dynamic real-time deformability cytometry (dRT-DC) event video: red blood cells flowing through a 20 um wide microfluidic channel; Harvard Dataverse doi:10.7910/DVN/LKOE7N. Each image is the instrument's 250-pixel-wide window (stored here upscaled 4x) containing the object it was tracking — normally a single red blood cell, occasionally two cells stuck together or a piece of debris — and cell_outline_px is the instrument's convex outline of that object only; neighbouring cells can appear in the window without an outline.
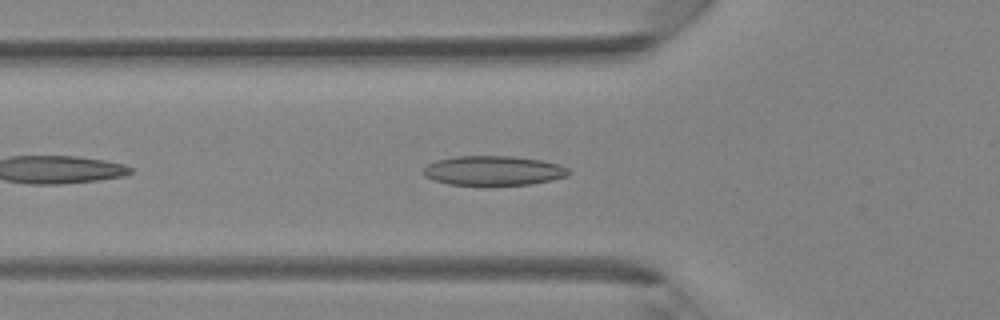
{"species": "Egyptian fruit bat (a non-hibernating species)", "species_latin": "Rousettus aegyptiacus", "temperature_condition": "room temperature", "stored_images_in_passage": 32, "camera_frame_rate_fps": 3000, "um_per_image_px": 0.085, "animal": {"sex": "female"}, "frame": {"image": 1, "passage_image": 5, "time_ms": 1.333, "image_size_px": [1000, 320], "cell_outline_px": [[572, 172], [568, 176], [552, 180], [532, 184], [448, 184], [432, 180], [424, 176], [420, 172], [428, 164], [436, 160], [456, 156], [512, 156], [540, 160], [560, 164], [568, 168]], "centroid_in_image_um": [41.94, 14.49], "position_along_channel_um": 83.9, "area_um2": 25.03}}
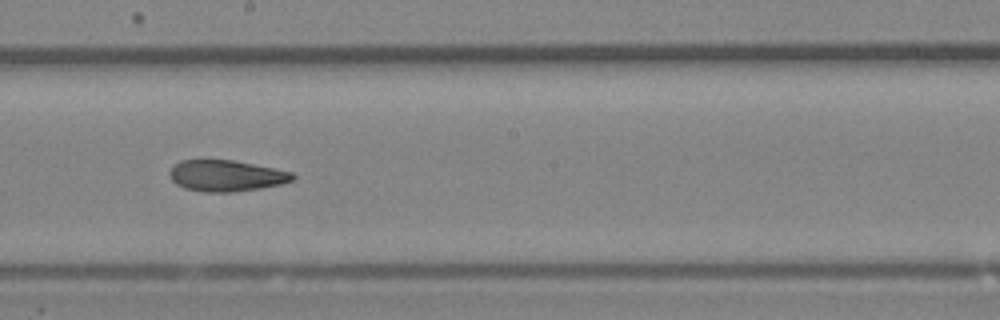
{"frame": {"image": 2, "passage_image": 14, "time_ms": 4.333, "image_size_px": [1000, 320], "cell_outline_px": [[296, 176], [292, 180], [280, 184], [260, 188], [232, 192], [204, 192], [184, 188], [176, 184], [172, 180], [168, 172], [180, 160], [200, 156], [232, 160], [292, 172]], "centroid_in_image_um": [19.14, 14.89], "position_along_channel_um": 229.1, "area_um2": 22.89}}
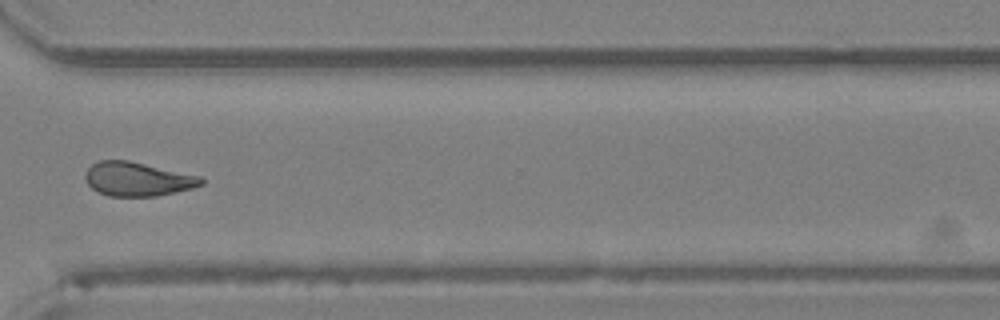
{"frame": {"image": 3, "passage_image": 22, "time_ms": 7.0, "image_size_px": [1000, 320], "cell_outline_px": [[204, 184], [192, 188], [176, 192], [156, 196], [108, 196], [96, 192], [88, 184], [84, 176], [84, 172], [92, 164], [100, 160], [128, 160], [200, 176], [204, 180]], "centroid_in_image_um": [11.67, 15.22], "position_along_channel_um": 358.9, "area_um2": 23.0}}